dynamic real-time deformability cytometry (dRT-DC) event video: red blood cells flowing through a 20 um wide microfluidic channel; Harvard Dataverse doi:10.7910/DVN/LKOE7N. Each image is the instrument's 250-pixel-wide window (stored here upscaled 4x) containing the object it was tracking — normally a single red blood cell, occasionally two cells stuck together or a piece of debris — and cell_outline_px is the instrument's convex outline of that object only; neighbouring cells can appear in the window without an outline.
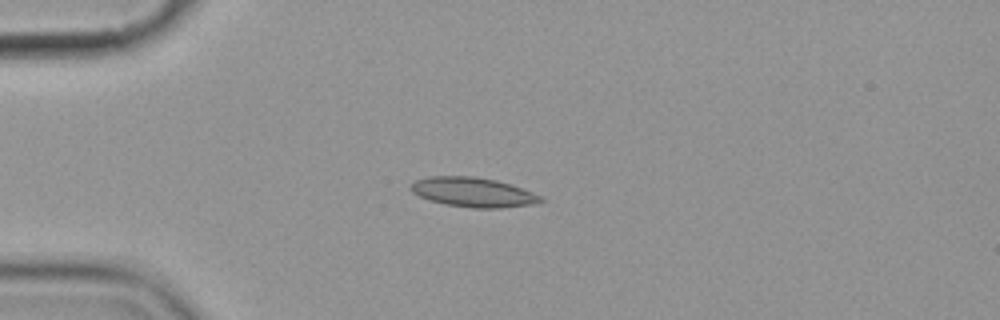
{"species": "common noctule bat (a hibernating species)", "species_latin": "Nyctalus noctula", "temperature_condition": "cold", "stored_images_in_passage": 11, "camera_frame_rate_fps": 3000, "um_per_image_px": 0.085, "animal": {"sex": "female", "body_mass_g": 19.9}, "frame": {"image": 1, "passage_image": 4, "time_ms": 4.333, "image_size_px": [1000, 320], "cell_outline_px": [[544, 200], [536, 204], [500, 208], [472, 208], [444, 204], [420, 196], [412, 192], [408, 188], [408, 184], [416, 180], [432, 176], [472, 176], [496, 180], [512, 184], [532, 192], [540, 196]], "centroid_in_image_um": [40.21, 16.34], "position_along_channel_um": 44.8, "area_um2": 22.43}}
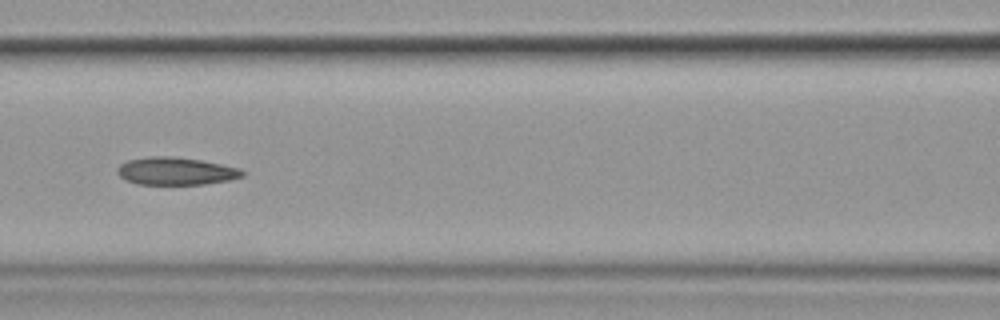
{"frame": {"image": 2, "passage_image": 7, "time_ms": 8.0, "image_size_px": [1000, 320], "cell_outline_px": [[244, 176], [228, 180], [204, 184], [136, 184], [124, 180], [116, 172], [116, 168], [120, 164], [128, 160], [152, 156], [172, 156], [200, 160], [240, 168], [244, 172]], "centroid_in_image_um": [14.91, 14.54], "position_along_channel_um": 151.7, "area_um2": 20.11}}
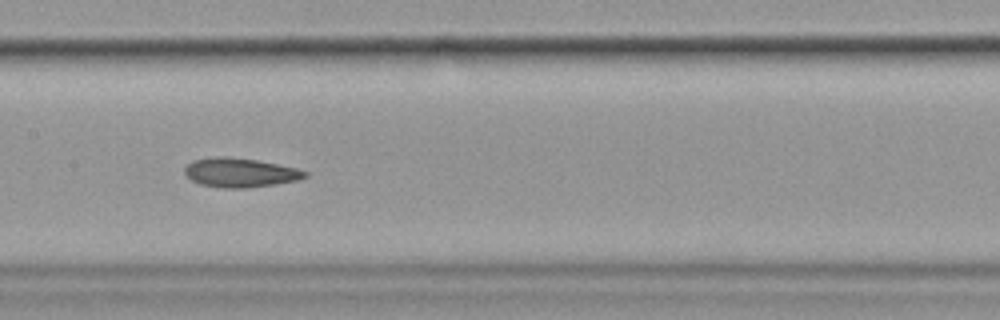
{"frame": {"image": 3, "passage_image": 8, "time_ms": 9.0, "image_size_px": [1000, 320], "cell_outline_px": [[308, 176], [300, 180], [248, 188], [224, 188], [200, 184], [192, 180], [184, 172], [184, 168], [192, 160], [216, 156], [224, 156], [256, 160], [296, 168], [308, 172]], "centroid_in_image_um": [20.41, 14.67], "position_along_channel_um": 187.0, "area_um2": 20.4}}